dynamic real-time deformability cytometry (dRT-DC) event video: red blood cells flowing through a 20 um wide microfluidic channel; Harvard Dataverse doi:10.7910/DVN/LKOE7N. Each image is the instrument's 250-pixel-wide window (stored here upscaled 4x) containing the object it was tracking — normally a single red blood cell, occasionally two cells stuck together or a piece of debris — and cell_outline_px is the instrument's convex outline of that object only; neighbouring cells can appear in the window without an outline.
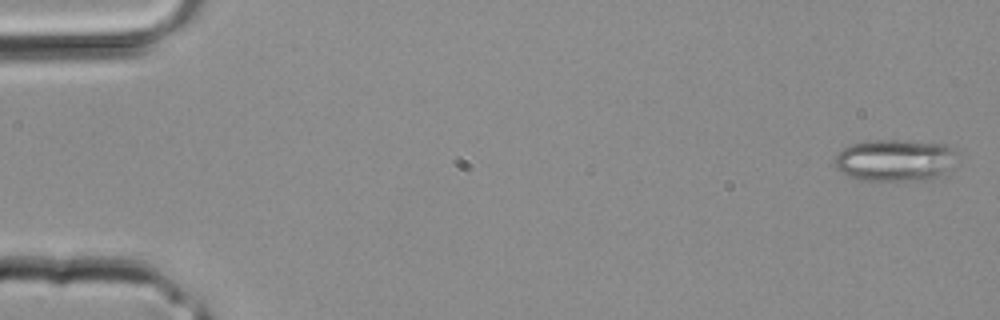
{"species": "common noctule bat (a hibernating species)", "species_latin": "Nyctalus noctula", "temperature_condition": "room temperature", "stored_images_in_passage": 4, "camera_frame_rate_fps": 3000, "um_per_image_px": 0.085, "animal": {"sex": "male", "body_mass_g": 20.4}, "frame": {"image": 1, "passage_image": 1, "time_ms": 0.0, "image_size_px": [1000, 320], "cell_outline_px": [[952, 168], [936, 176], [924, 180], [856, 180], [848, 176], [836, 168], [836, 156], [848, 144], [864, 140], [904, 140], [944, 144], [952, 148]], "centroid_in_image_um": [76.0, 13.61], "position_along_channel_um": 9.0, "area_um2": 29.59}}